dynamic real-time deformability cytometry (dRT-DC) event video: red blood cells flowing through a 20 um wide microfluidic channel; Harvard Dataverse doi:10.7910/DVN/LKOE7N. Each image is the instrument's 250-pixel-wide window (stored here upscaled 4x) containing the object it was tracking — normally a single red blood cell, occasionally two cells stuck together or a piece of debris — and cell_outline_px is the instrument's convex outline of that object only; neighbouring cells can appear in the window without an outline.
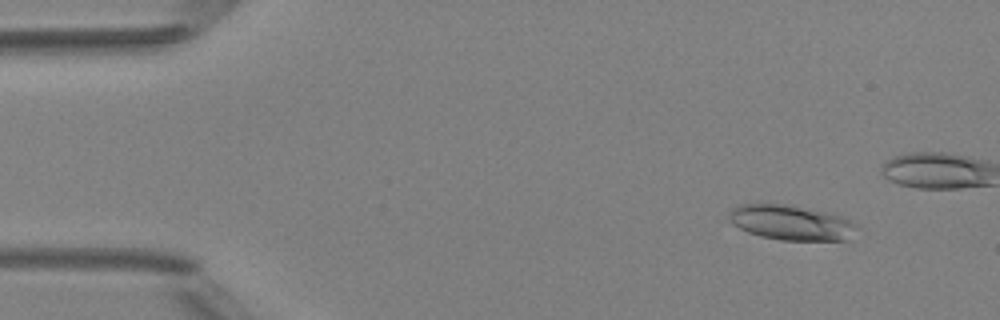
{"species": "Egyptian fruit bat (a non-hibernating species)", "species_latin": "Rousettus aegyptiacus", "temperature_condition": "room temperature", "stored_images_in_passage": 4, "camera_frame_rate_fps": 3000, "um_per_image_px": 0.085, "animal": {"sex": "female"}, "frame": {"image": 1, "passage_image": 1, "time_ms": 0.0, "image_size_px": [1000, 320], "cell_outline_px": [[860, 228], [848, 240], [780, 240], [760, 236], [748, 232], [740, 228], [728, 220], [728, 216], [736, 208], [744, 204], [788, 204], [824, 212], [840, 216], [852, 220]], "centroid_in_image_um": [67.31, 18.94], "position_along_channel_um": 17.7, "area_um2": 25.89}}